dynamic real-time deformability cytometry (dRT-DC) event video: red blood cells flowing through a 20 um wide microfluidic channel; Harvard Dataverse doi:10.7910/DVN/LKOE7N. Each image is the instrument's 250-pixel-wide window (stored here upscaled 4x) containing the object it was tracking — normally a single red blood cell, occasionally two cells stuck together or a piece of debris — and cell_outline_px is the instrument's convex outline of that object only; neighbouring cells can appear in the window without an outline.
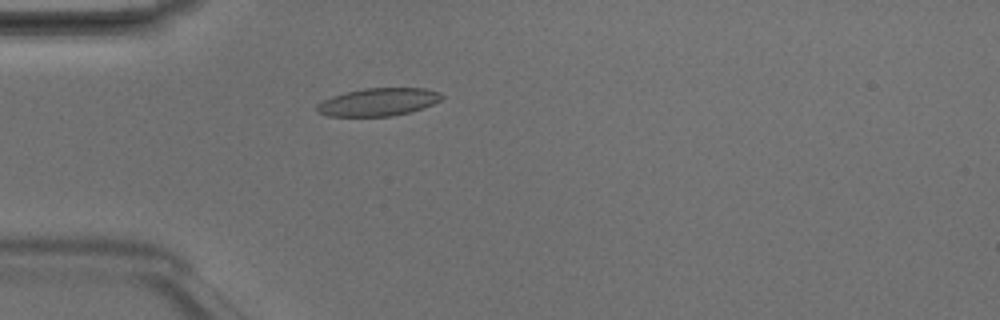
{"species": "Egyptian fruit bat (a non-hibernating species)", "species_latin": "Rousettus aegyptiacus", "temperature_condition": "room temperature", "stored_images_in_passage": 5, "camera_frame_rate_fps": 3000, "um_per_image_px": 0.085, "animal": {"sex": "male"}, "frame": {"image": 1, "passage_image": 5, "time_ms": 1.333, "image_size_px": [1000, 320], "cell_outline_px": [[444, 96], [440, 100], [432, 104], [408, 112], [392, 116], [328, 116], [316, 112], [316, 104], [332, 96], [344, 92], [364, 88], [424, 88], [440, 92]], "centroid_in_image_um": [32.11, 8.66], "position_along_channel_um": 52.9, "area_um2": 20.17}}